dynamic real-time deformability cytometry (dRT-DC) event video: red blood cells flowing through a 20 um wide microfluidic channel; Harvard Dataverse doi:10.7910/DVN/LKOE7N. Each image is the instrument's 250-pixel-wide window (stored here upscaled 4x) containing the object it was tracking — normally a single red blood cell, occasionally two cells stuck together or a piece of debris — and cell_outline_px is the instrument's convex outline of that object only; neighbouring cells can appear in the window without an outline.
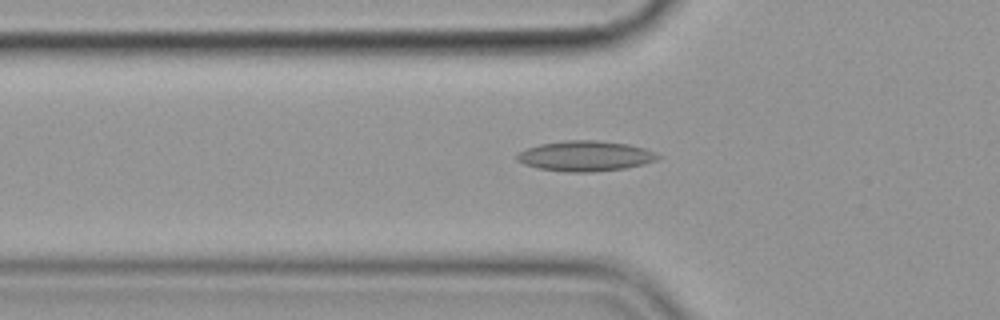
{"species": "common noctule bat (a hibernating species)", "species_latin": "Nyctalus noctula", "temperature_condition": "cold", "stored_images_in_passage": 50, "camera_frame_rate_fps": 3000, "um_per_image_px": 0.085, "animal": {"sex": "female", "body_mass_g": 19.9}, "frame": {"image": 1, "passage_image": 19, "time_ms": 6.0, "image_size_px": [1000, 320], "cell_outline_px": [[664, 156], [656, 160], [644, 164], [624, 168], [592, 172], [564, 172], [540, 168], [524, 164], [516, 160], [516, 156], [520, 152], [528, 148], [540, 144], [564, 140], [600, 140], [628, 144], [644, 148], [656, 152]], "centroid_in_image_um": [49.79, 13.25], "position_along_channel_um": 76.0, "area_um2": 24.97}}
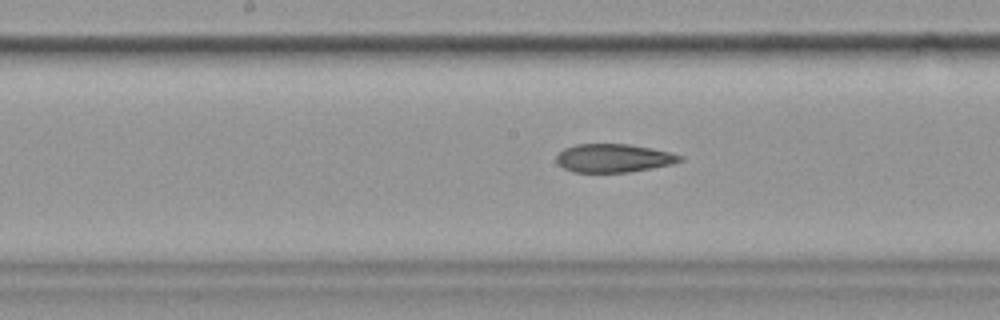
{"frame": {"image": 2, "passage_image": 29, "time_ms": 9.333, "image_size_px": [1000, 320], "cell_outline_px": [[684, 160], [672, 164], [652, 168], [628, 172], [572, 172], [564, 168], [556, 160], [556, 156], [564, 148], [576, 144], [628, 144], [652, 148], [684, 156]], "centroid_in_image_um": [52.17, 13.44], "position_along_channel_um": 196.0, "area_um2": 20.4}}
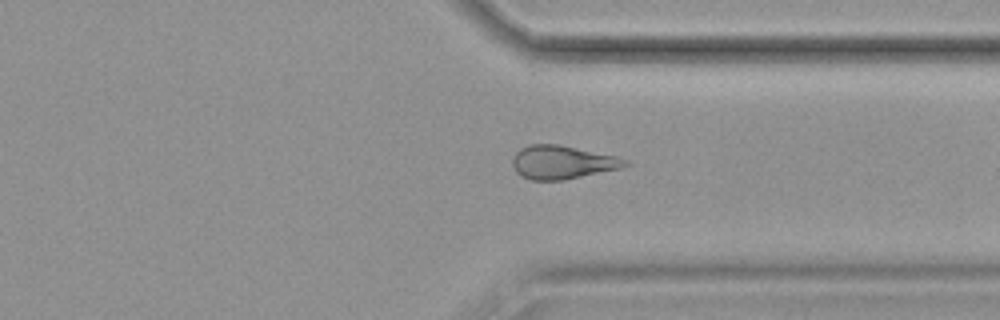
{"frame": {"image": 3, "passage_image": 43, "time_ms": 14.0, "image_size_px": [1000, 320], "cell_outline_px": [[628, 164], [620, 168], [564, 180], [532, 180], [520, 176], [516, 172], [512, 164], [512, 160], [516, 152], [520, 148], [528, 144], [556, 144], [616, 156], [628, 160]], "centroid_in_image_um": [47.75, 13.79], "position_along_channel_um": 363.7, "area_um2": 21.79}, "authors_computed_cell_mechanics": {"area_um2": 22.542, "velocity_mm_per_s": 3.5959, "shape_relaxation_time_tau1_ms": null, "shape_relaxation_time_tau2_ms": 5.9527, "deformation_change_tau1": null, "deformation_change_tau2": 0.1529}}